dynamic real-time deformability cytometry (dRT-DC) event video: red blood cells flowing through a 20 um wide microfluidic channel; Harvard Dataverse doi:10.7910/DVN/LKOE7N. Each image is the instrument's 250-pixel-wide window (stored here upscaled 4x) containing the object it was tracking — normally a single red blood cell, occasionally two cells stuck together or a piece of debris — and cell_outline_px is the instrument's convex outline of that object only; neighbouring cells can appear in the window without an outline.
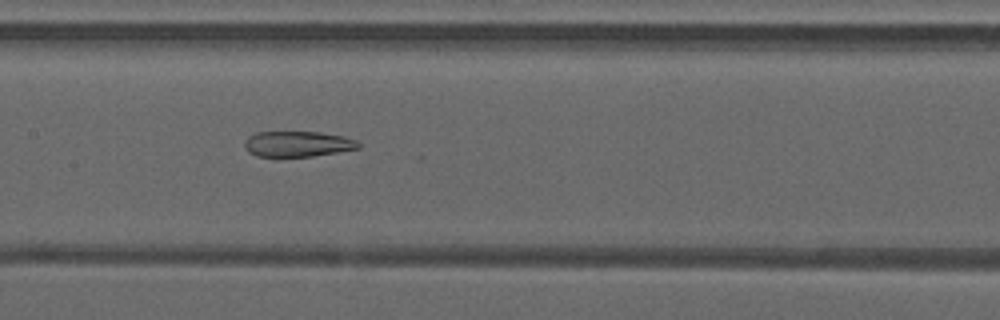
{"species": "common noctule bat (a hibernating species)", "species_latin": "Nyctalus noctula", "temperature_condition": "warm", "stored_images_in_passage": 48, "camera_frame_rate_fps": 3000, "um_per_image_px": 0.085, "animal": {"sex": "male", "forearm_length_mm": 52.5}, "frame": {"image": 1, "passage_image": 24, "time_ms": 7.667, "image_size_px": [1000, 320], "cell_outline_px": [[360, 148], [312, 156], [256, 156], [248, 152], [244, 148], [244, 144], [248, 136], [256, 132], [320, 132], [344, 136], [356, 140], [360, 144]], "centroid_in_image_um": [25.28, 12.23], "position_along_channel_um": 182.1, "area_um2": 16.94}}
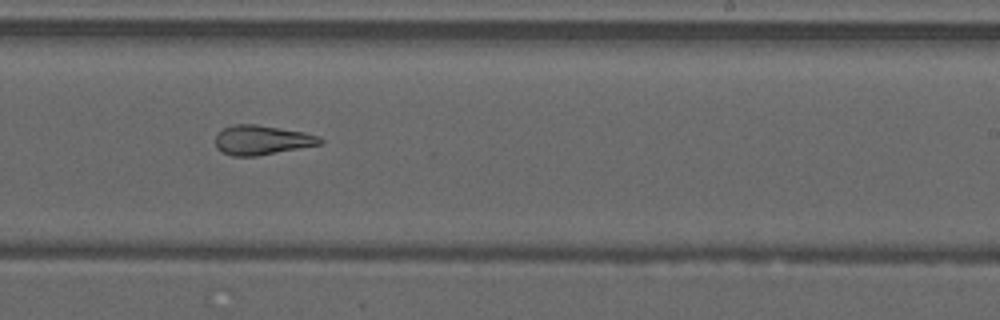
{"frame": {"image": 2, "passage_image": 30, "time_ms": 9.667, "image_size_px": [1000, 320], "cell_outline_px": [[324, 144], [256, 156], [232, 156], [216, 148], [216, 136], [224, 128], [232, 124], [256, 124], [304, 132], [320, 136], [324, 140]], "centroid_in_image_um": [22.31, 11.9], "position_along_channel_um": 266.7, "area_um2": 18.03}}
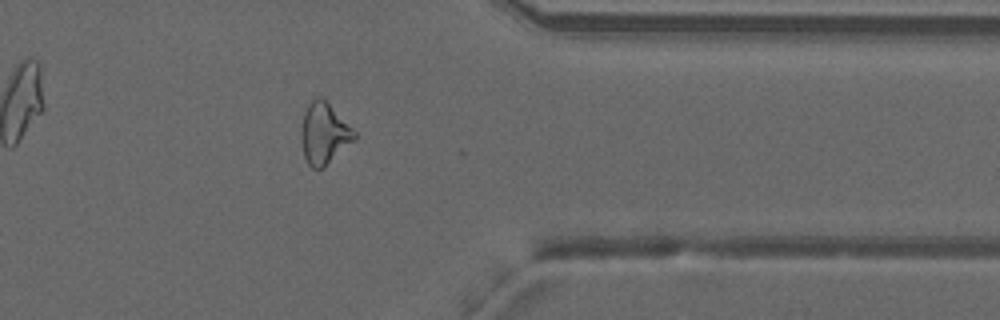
{"frame": {"image": 3, "passage_image": 39, "time_ms": 12.667, "image_size_px": [1000, 320], "cell_outline_px": [[356, 140], [324, 168], [312, 168], [308, 164], [304, 156], [300, 136], [300, 132], [304, 112], [308, 104], [316, 96], [320, 96], [356, 132]], "centroid_in_image_um": [27.54, 11.38], "position_along_channel_um": 383.9, "area_um2": 18.96}, "authors_computed_cell_mechanics": {"area_um2": 21.2704, "velocity_mm_per_s": 4.2482, "shape_relaxation_time_tau1_ms": null, "shape_relaxation_time_tau2_ms": 2.766, "deformation_change_tau1": null, "deformation_change_tau2": 0.1201}}